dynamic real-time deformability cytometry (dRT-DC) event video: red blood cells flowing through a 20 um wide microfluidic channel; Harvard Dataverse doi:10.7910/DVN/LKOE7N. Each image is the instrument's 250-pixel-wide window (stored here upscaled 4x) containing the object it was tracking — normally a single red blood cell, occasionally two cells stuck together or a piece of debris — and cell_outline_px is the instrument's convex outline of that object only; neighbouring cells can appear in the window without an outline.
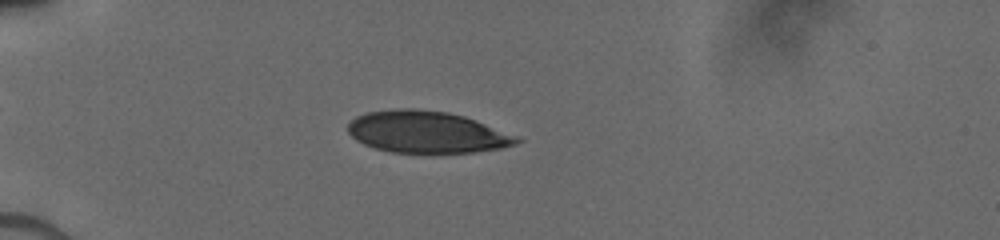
{"species": "human", "species_latin": "Homo sapiens", "temperature_condition": "cold", "stored_images_in_passage": 11, "camera_frame_rate_fps": 3000, "um_per_image_px": 0.085, "donor": {"sex": "male"}, "frame": {"image": 1, "passage_image": 5, "time_ms": 4.0, "image_size_px": [1000, 240], "cell_outline_px": [[524, 140], [516, 144], [500, 148], [476, 152], [388, 152], [364, 144], [356, 140], [348, 132], [348, 124], [356, 116], [368, 112], [400, 108], [412, 108], [448, 112], [464, 116], [476, 120], [516, 136]], "centroid_in_image_um": [36.27, 11.22], "position_along_channel_um": 48.7, "area_um2": 40.86}}
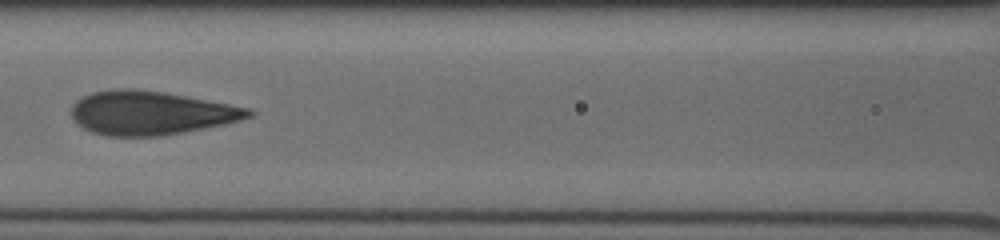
{"frame": {"image": 2, "passage_image": 8, "time_ms": 7.333, "image_size_px": [1000, 240], "cell_outline_px": [[256, 112], [252, 116], [240, 120], [224, 124], [184, 132], [160, 136], [104, 136], [92, 132], [76, 124], [72, 120], [72, 104], [76, 100], [92, 92], [116, 88], [128, 88], [160, 92], [228, 104], [248, 108]], "centroid_in_image_um": [12.76, 9.61], "position_along_channel_um": 153.8, "area_um2": 44.91}}
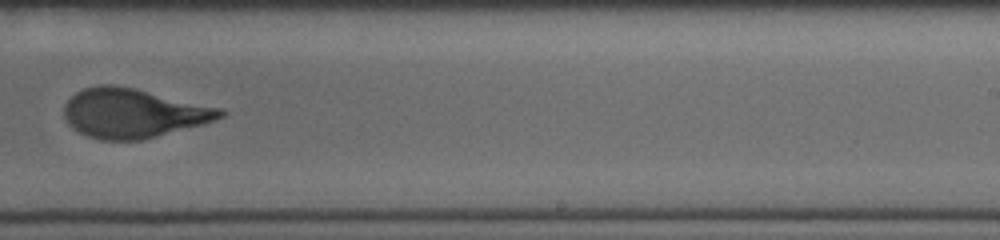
{"frame": {"image": 3, "passage_image": 11, "time_ms": 10.333, "image_size_px": [1000, 240], "cell_outline_px": [[228, 112], [224, 116], [204, 124], [140, 140], [100, 140], [88, 136], [72, 128], [68, 124], [64, 116], [64, 104], [76, 92], [84, 88], [100, 84], [112, 84], [136, 88], [220, 108]], "centroid_in_image_um": [11.3, 9.61], "position_along_channel_um": 277.7, "area_um2": 44.8}}